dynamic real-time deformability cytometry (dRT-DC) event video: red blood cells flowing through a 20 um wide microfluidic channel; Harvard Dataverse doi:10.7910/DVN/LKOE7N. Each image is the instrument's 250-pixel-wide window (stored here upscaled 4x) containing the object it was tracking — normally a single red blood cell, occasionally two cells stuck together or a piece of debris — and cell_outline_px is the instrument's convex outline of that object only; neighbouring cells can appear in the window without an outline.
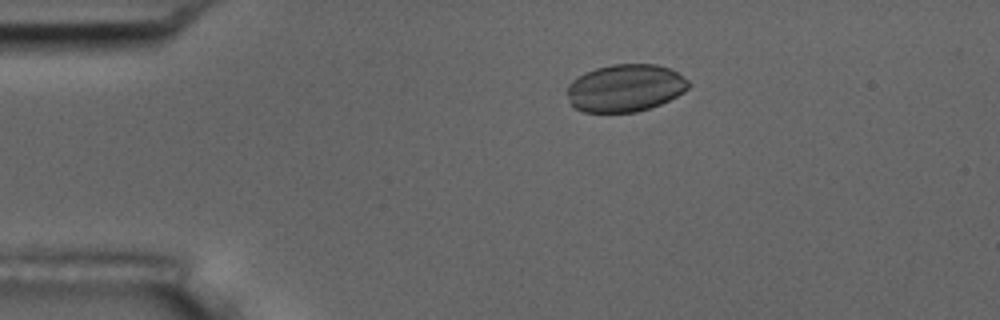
{"species": "common noctule bat (a hibernating species)", "species_latin": "Nyctalus noctula", "temperature_condition": "room temperature", "stored_images_in_passage": 7, "camera_frame_rate_fps": 3000, "um_per_image_px": 0.085, "animal": {"sex": "male", "body_mass_g": 17.5, "forearm_length_mm": 52.3}, "frame": {"image": 1, "passage_image": 3, "time_ms": 2.333, "image_size_px": [1000, 320], "cell_outline_px": [[688, 88], [684, 92], [660, 104], [636, 112], [584, 112], [576, 108], [572, 104], [568, 96], [568, 84], [572, 80], [584, 72], [596, 68], [612, 64], [656, 64], [672, 68], [688, 80]], "centroid_in_image_um": [53.15, 7.46], "position_along_channel_um": 31.9, "area_um2": 33.52}}